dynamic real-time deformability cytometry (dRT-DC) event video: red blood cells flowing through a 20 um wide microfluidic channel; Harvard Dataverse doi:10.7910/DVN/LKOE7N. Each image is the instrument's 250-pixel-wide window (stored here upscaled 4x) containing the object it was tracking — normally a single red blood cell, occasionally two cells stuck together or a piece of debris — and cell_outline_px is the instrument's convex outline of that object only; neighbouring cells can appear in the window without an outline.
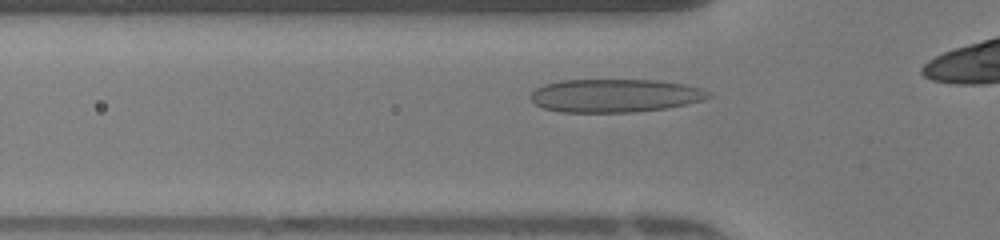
{"species": "human", "species_latin": "Homo sapiens", "temperature_condition": "warm", "stored_images_in_passage": 28, "camera_frame_rate_fps": 3000, "um_per_image_px": 0.085, "donor": {"sex": "female"}, "frame": {"image": 1, "passage_image": 4, "time_ms": 1.0, "image_size_px": [1000, 240], "cell_outline_px": [[712, 96], [700, 100], [684, 104], [664, 108], [632, 112], [560, 112], [544, 108], [536, 104], [532, 100], [532, 92], [536, 88], [544, 84], [560, 80], [656, 80], [684, 84], [700, 88], [708, 92]], "centroid_in_image_um": [52.23, 8.12], "position_along_channel_um": 73.6, "area_um2": 34.1}}
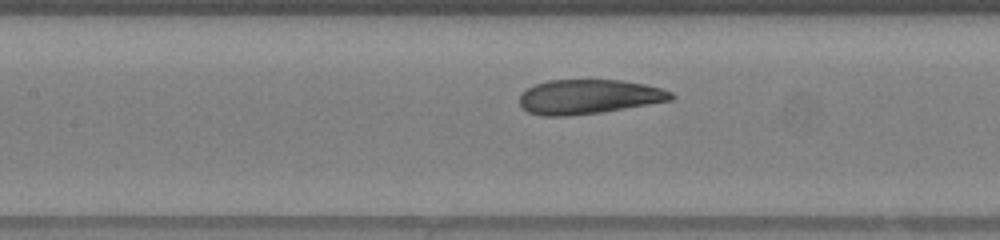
{"frame": {"image": 2, "passage_image": 10, "time_ms": 3.0, "image_size_px": [1000, 240], "cell_outline_px": [[676, 96], [672, 100], [600, 112], [568, 116], [540, 116], [528, 112], [520, 108], [520, 92], [536, 84], [548, 80], [620, 80], [644, 84], [660, 88], [672, 92]], "centroid_in_image_um": [50.0, 8.22], "position_along_channel_um": 157.4, "area_um2": 30.46}}
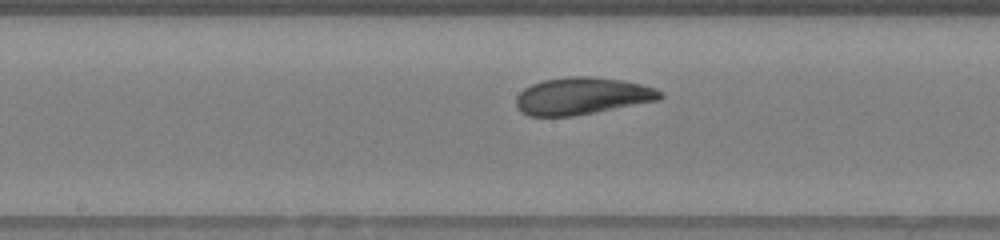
{"frame": {"image": 3, "passage_image": 13, "time_ms": 4.0, "image_size_px": [1000, 240], "cell_outline_px": [[664, 96], [660, 100], [596, 112], [572, 116], [528, 116], [520, 112], [516, 108], [516, 96], [524, 88], [532, 84], [544, 80], [568, 76], [592, 76], [624, 80], [656, 88], [664, 92]], "centroid_in_image_um": [49.49, 8.16], "position_along_channel_um": 198.7, "area_um2": 31.5}}